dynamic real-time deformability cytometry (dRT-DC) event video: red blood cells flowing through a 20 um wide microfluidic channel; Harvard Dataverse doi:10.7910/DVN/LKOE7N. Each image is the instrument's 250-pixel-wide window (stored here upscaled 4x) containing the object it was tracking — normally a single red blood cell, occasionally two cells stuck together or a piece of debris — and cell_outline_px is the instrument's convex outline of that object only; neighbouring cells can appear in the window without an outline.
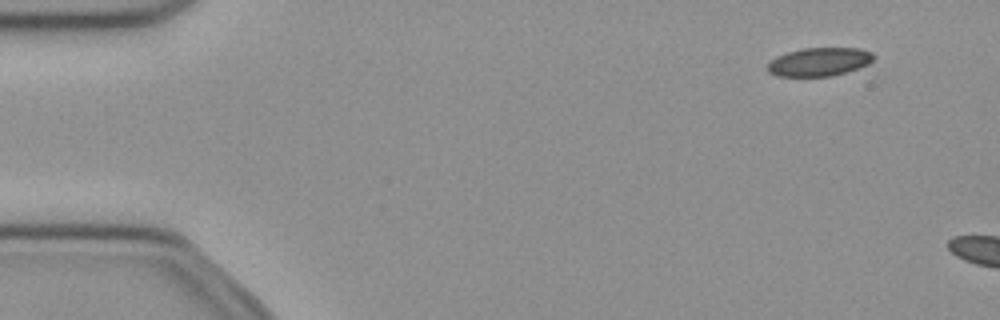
{"species": "common noctule bat (a hibernating species)", "species_latin": "Nyctalus noctula", "temperature_condition": "cold", "stored_images_in_passage": 5, "camera_frame_rate_fps": 3000, "um_per_image_px": 0.085, "animal": {"sex": "female", "body_mass_g": 21.9}, "frame": {"image": 1, "passage_image": 1, "time_ms": 0.0, "image_size_px": [1000, 320], "cell_outline_px": [[876, 56], [868, 64], [832, 76], [776, 76], [768, 72], [768, 64], [776, 56], [788, 52], [804, 48], [860, 48], [872, 52]], "centroid_in_image_um": [69.64, 5.25], "position_along_channel_um": 15.4, "area_um2": 17.46}}